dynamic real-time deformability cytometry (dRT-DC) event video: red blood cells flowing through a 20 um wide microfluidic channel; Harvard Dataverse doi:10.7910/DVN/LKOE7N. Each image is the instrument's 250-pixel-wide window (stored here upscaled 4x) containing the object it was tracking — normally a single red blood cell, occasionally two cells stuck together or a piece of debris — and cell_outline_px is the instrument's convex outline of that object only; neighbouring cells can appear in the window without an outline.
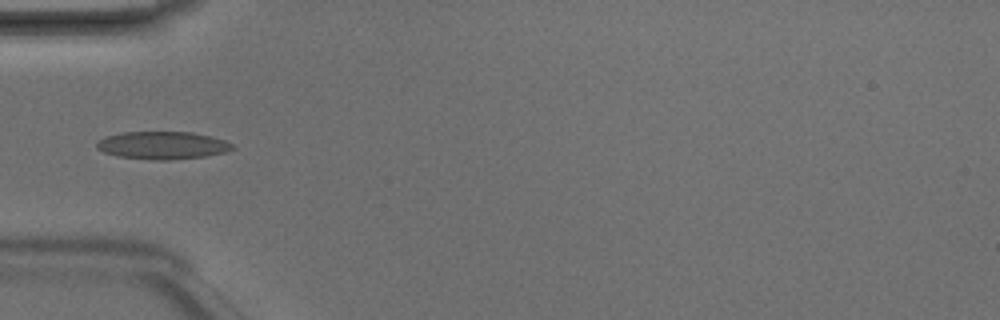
{"species": "Egyptian fruit bat (a non-hibernating species)", "species_latin": "Rousettus aegyptiacus", "temperature_condition": "room temperature", "stored_images_in_passage": 3, "camera_frame_rate_fps": 3000, "um_per_image_px": 0.085, "animal": {"sex": "male"}, "frame": {"image": 1, "passage_image": 2, "time_ms": 0.333, "image_size_px": [1000, 320], "cell_outline_px": [[236, 148], [224, 152], [204, 156], [168, 160], [156, 160], [116, 156], [104, 152], [96, 148], [96, 140], [104, 136], [120, 132], [192, 132], [212, 136], [224, 140], [232, 144]], "centroid_in_image_um": [13.77, 12.34], "position_along_channel_um": 71.2, "area_um2": 22.02}}